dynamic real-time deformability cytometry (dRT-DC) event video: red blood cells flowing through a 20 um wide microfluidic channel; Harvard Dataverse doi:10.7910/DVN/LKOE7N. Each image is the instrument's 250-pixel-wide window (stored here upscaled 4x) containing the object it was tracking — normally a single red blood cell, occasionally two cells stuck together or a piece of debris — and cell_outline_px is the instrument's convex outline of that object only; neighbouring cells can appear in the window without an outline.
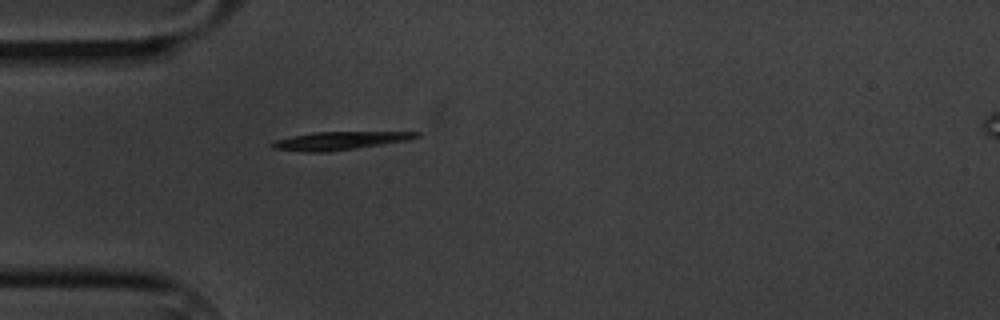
{"species": "common noctule bat (a hibernating species)", "species_latin": "Nyctalus noctula", "temperature_condition": "cold", "stored_images_in_passage": 1, "camera_frame_rate_fps": 3000, "um_per_image_px": 0.085, "animal": {"sex": "male", "body_mass_g": 20.1, "forearm_length_mm": 53.5}, "frame": {"image": 1, "passage_image": 1, "time_ms": 0.0, "image_size_px": [1000, 320], "cell_outline_px": [[420, 136], [408, 140], [356, 148], [328, 152], [304, 152], [272, 148], [268, 144], [276, 140], [292, 136], [312, 132], [420, 132]], "centroid_in_image_um": [28.82, 11.96], "position_along_channel_um": 56.2, "area_um2": 15.14}}